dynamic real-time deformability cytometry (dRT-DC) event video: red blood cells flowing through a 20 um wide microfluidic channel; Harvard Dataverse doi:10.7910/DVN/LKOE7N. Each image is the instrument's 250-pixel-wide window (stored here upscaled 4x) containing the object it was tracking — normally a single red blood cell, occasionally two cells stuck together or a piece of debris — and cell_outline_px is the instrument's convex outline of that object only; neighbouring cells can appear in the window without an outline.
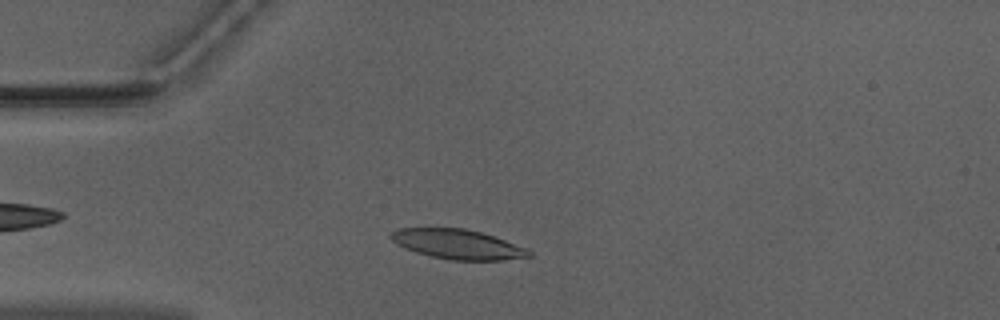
{"species": "Egyptian fruit bat (a non-hibernating species)", "species_latin": "Rousettus aegyptiacus", "temperature_condition": "warm", "stored_images_in_passage": 45, "camera_frame_rate_fps": 3000, "um_per_image_px": 0.085, "animal": {"sex": "male"}, "frame": {"image": 1, "passage_image": 7, "time_ms": 2.0, "image_size_px": [1000, 320], "cell_outline_px": [[532, 256], [504, 260], [452, 260], [432, 256], [416, 252], [396, 244], [388, 236], [392, 232], [400, 228], [464, 228], [480, 232], [528, 248], [532, 252]], "centroid_in_image_um": [38.91, 20.76], "position_along_channel_um": 46.1, "area_um2": 23.7}}
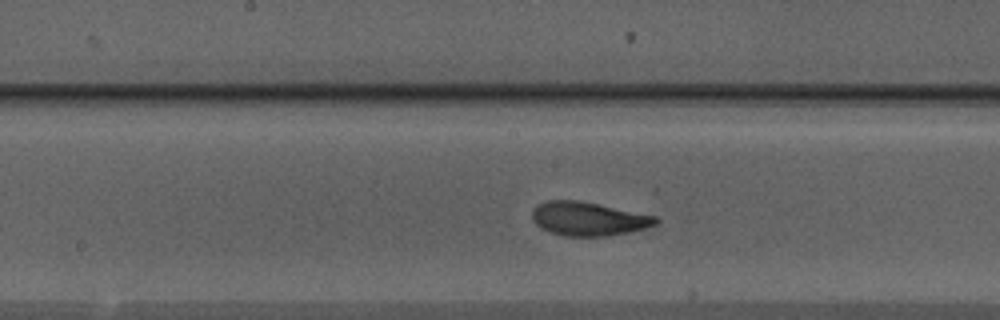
{"frame": {"image": 2, "passage_image": 20, "time_ms": 6.333, "image_size_px": [1000, 320], "cell_outline_px": [[660, 220], [656, 224], [644, 228], [628, 232], [604, 236], [564, 236], [548, 232], [540, 228], [532, 220], [532, 208], [536, 204], [548, 200], [580, 200], [656, 216]], "centroid_in_image_um": [49.95, 18.59], "position_along_channel_um": 198.2, "area_um2": 24.45}}
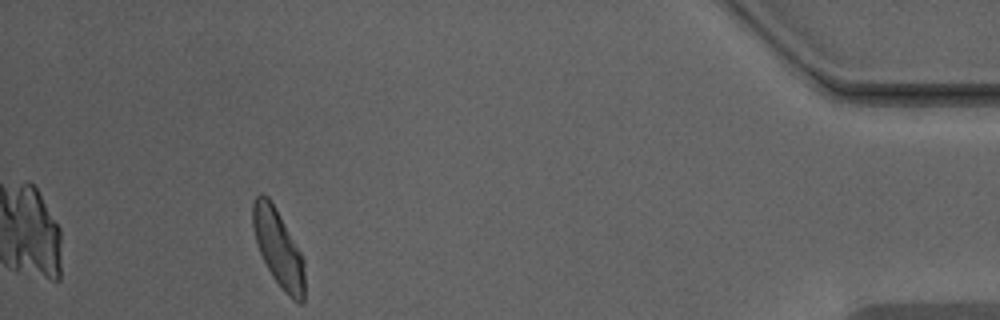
{"frame": {"image": 3, "passage_image": 41, "time_ms": 13.333, "image_size_px": [1000, 320], "cell_outline_px": [[304, 304], [300, 304], [292, 300], [284, 292], [272, 276], [260, 252], [256, 240], [252, 224], [252, 204], [256, 196], [260, 192], [268, 196], [300, 252], [304, 260]], "centroid_in_image_um": [23.66, 21.13], "position_along_channel_um": 411.5, "area_um2": 22.89}, "authors_computed_cell_mechanics": {"area_um2": 23.987, "velocity_mm_per_s": 3.9359, "shape_relaxation_time_tau1_ms": 2.9242, "shape_relaxation_time_tau2_ms": 1.2008, "deformation_change_tau1": 0.1414, "deformation_change_tau2": 0.0795}}